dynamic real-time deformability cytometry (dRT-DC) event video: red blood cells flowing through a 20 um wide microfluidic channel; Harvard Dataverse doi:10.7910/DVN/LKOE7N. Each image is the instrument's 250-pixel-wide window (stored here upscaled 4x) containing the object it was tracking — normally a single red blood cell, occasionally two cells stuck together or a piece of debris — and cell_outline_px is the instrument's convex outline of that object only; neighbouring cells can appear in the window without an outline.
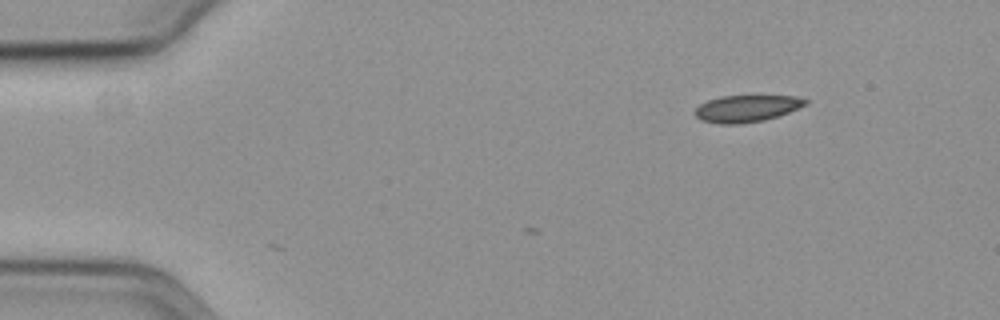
{"species": "common noctule bat (a hibernating species)", "species_latin": "Nyctalus noctula", "temperature_condition": "cold", "stored_images_in_passage": 2, "camera_frame_rate_fps": 3000, "um_per_image_px": 0.085, "animal": {"sex": "female", "body_mass_g": 19.3, "forearm_length_mm": 54.1}, "frame": {"image": 1, "passage_image": 1, "time_ms": 0.0, "image_size_px": [1000, 320], "cell_outline_px": [[808, 104], [788, 112], [764, 120], [736, 124], [720, 124], [700, 120], [692, 112], [700, 104], [708, 100], [720, 96], [796, 96], [808, 100]], "centroid_in_image_um": [63.43, 9.22], "position_along_channel_um": 21.6, "area_um2": 17.22}}